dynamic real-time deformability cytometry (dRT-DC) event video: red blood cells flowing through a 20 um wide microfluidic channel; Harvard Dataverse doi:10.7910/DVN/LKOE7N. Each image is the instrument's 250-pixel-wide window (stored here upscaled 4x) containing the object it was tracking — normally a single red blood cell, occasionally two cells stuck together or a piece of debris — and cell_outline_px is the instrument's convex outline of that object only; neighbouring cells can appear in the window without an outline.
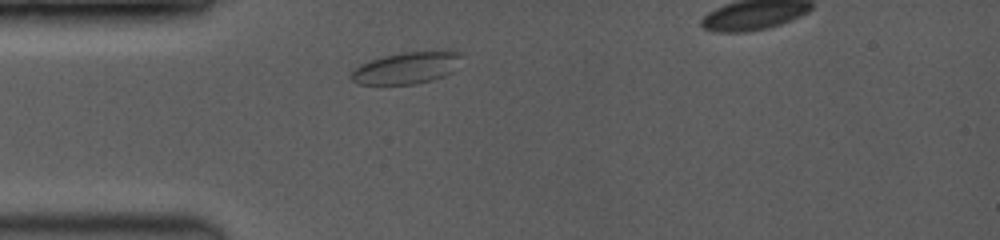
{"species": "common noctule bat (a hibernating species)", "species_latin": "Nyctalus noctula", "temperature_condition": "room temperature", "stored_images_in_passage": 5, "segment_of_instrument_passage": [1, 2], "camera_frame_rate_fps": 3500, "um_per_image_px": 0.085, "animal": {"sex": "female", "body_mass_g": 19.0, "forearm_length_mm": 53.3}, "frame": {"image": 1, "passage_image": 1, "time_ms": 0.0, "image_size_px": [1000, 240], "cell_outline_px": [[460, 56], [452, 72], [444, 76], [432, 80], [416, 84], [356, 84], [352, 80], [352, 72], [360, 64], [384, 56], [404, 52], [456, 52]], "centroid_in_image_um": [34.49, 5.8], "position_along_channel_um": 50.5, "area_um2": 19.77}}
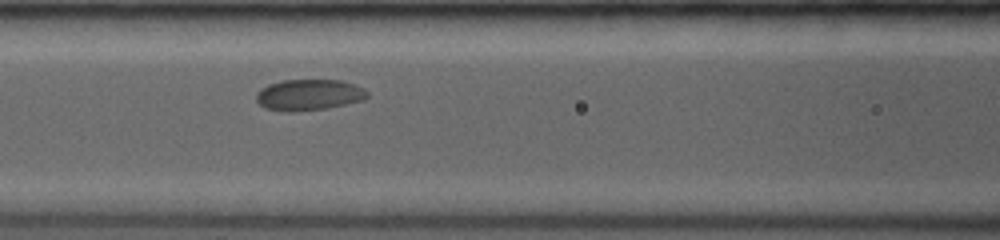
{"frame": {"image": 2, "passage_image": 4, "time_ms": 2.571, "image_size_px": [1000, 240], "cell_outline_px": [[368, 96], [364, 100], [328, 108], [292, 112], [284, 112], [264, 108], [256, 100], [256, 92], [260, 88], [268, 84], [280, 80], [340, 80], [364, 88], [368, 92]], "centroid_in_image_um": [26.22, 8.07], "position_along_channel_um": 140.4, "area_um2": 20.35}}